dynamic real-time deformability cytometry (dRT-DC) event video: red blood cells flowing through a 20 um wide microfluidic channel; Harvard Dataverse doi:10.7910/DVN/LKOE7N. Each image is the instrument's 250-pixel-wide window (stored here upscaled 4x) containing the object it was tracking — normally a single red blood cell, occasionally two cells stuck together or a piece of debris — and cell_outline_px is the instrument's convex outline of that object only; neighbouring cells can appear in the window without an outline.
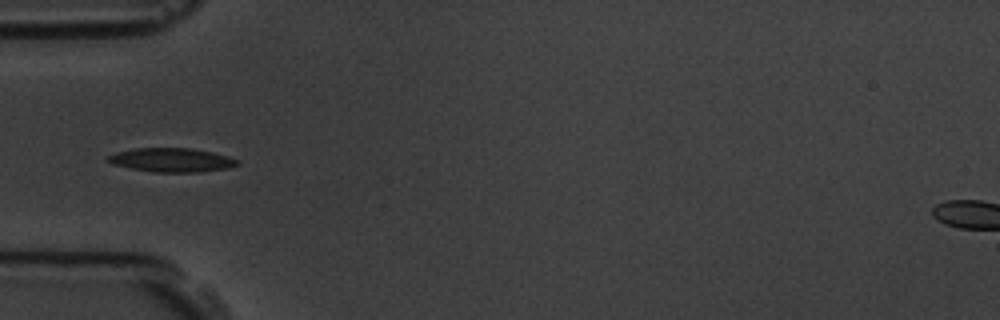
{"species": "common noctule bat (a hibernating species)", "species_latin": "Nyctalus noctula", "temperature_condition": "room temperature", "stored_images_in_passage": 3, "camera_frame_rate_fps": 3000, "um_per_image_px": 0.085, "animal": {"sex": "male", "body_mass_g": 19.5, "forearm_length_mm": 54.6}, "frame": {"image": 1, "passage_image": 2, "time_ms": 1.0, "image_size_px": [1000, 320], "cell_outline_px": [[240, 164], [228, 168], [200, 172], [152, 172], [112, 164], [104, 160], [108, 156], [116, 152], [136, 148], [192, 148], [212, 152], [240, 160]], "centroid_in_image_um": [14.59, 13.6], "position_along_channel_um": 70.4, "area_um2": 18.09}}
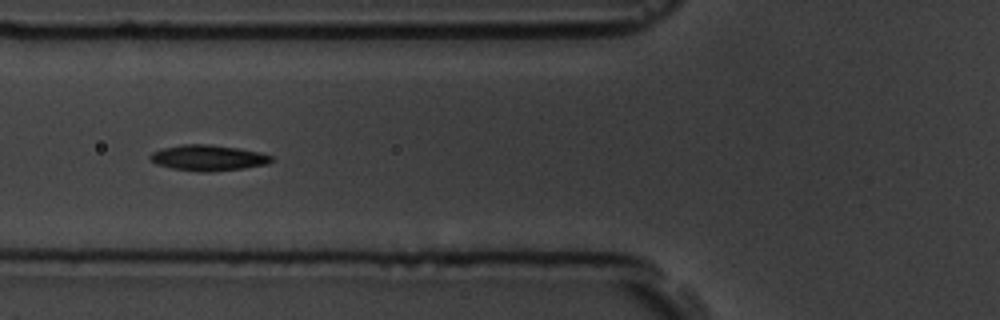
{"frame": {"image": 2, "passage_image": 3, "time_ms": 2.0, "image_size_px": [1000, 320], "cell_outline_px": [[272, 160], [268, 164], [244, 168], [208, 172], [200, 172], [172, 168], [156, 164], [148, 156], [152, 152], [160, 148], [184, 144], [208, 144], [240, 148], [260, 152], [272, 156]], "centroid_in_image_um": [17.68, 13.41], "position_along_channel_um": 108.1, "area_um2": 18.26}}